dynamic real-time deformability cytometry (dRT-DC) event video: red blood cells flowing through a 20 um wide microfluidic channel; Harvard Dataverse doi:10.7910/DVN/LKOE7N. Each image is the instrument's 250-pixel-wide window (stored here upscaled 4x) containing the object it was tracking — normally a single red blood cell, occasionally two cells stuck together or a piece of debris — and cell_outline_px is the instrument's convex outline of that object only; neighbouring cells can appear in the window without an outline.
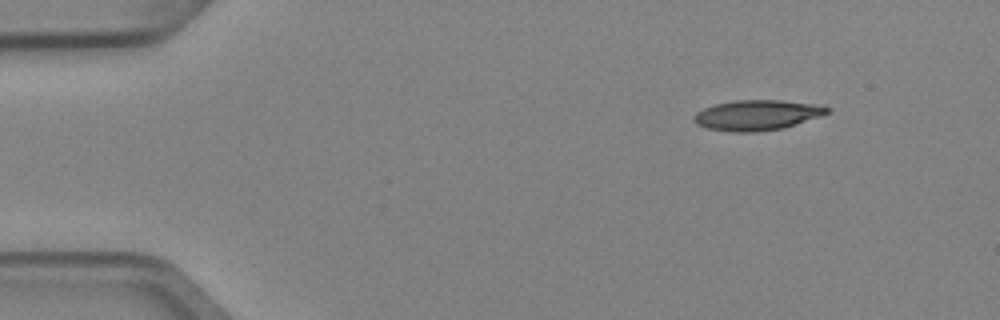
{"species": "Egyptian fruit bat (a non-hibernating species)", "species_latin": "Rousettus aegyptiacus", "temperature_condition": "cold", "stored_images_in_passage": 3, "camera_frame_rate_fps": 3000, "um_per_image_px": 0.085, "animal": {"sex": "female"}, "frame": {"image": 1, "passage_image": 1, "time_ms": 0.0, "image_size_px": [1000, 320], "cell_outline_px": [[832, 108], [828, 112], [820, 116], [780, 128], [756, 132], [732, 132], [708, 128], [696, 124], [692, 120], [692, 116], [696, 112], [704, 108], [716, 104], [732, 100], [780, 100], [812, 104]], "centroid_in_image_um": [64.27, 9.78], "position_along_channel_um": 20.7, "area_um2": 23.24}}